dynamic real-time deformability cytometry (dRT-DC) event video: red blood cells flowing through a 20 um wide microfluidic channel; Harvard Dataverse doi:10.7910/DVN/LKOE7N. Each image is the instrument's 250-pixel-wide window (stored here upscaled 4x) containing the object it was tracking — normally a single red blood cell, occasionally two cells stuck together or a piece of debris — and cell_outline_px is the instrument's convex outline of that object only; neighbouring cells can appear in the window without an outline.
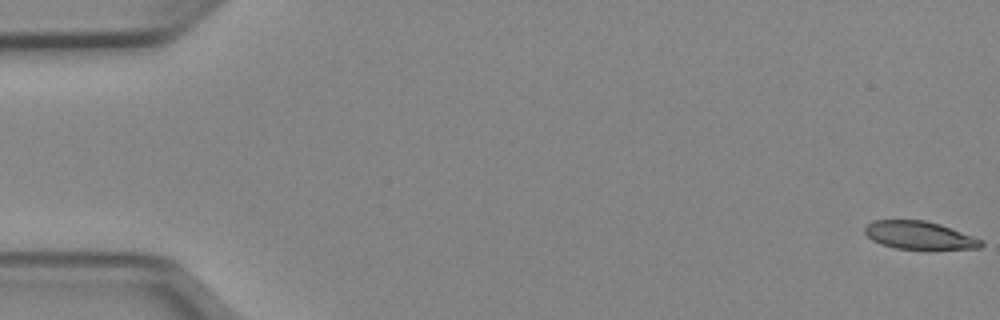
{"species": "Egyptian fruit bat (a non-hibernating species)", "species_latin": "Rousettus aegyptiacus", "temperature_condition": "cold", "stored_images_in_passage": 9, "camera_frame_rate_fps": 3000, "um_per_image_px": 0.085, "animal": {"sex": "female"}, "frame": {"image": 1, "passage_image": 1, "time_ms": 0.0, "image_size_px": [1000, 320], "cell_outline_px": [[984, 244], [980, 248], [928, 252], [896, 248], [880, 244], [872, 240], [864, 232], [864, 228], [872, 220], [924, 220], [940, 224], [984, 240]], "centroid_in_image_um": [78.2, 20.05], "position_along_channel_um": 6.8, "area_um2": 19.88}}